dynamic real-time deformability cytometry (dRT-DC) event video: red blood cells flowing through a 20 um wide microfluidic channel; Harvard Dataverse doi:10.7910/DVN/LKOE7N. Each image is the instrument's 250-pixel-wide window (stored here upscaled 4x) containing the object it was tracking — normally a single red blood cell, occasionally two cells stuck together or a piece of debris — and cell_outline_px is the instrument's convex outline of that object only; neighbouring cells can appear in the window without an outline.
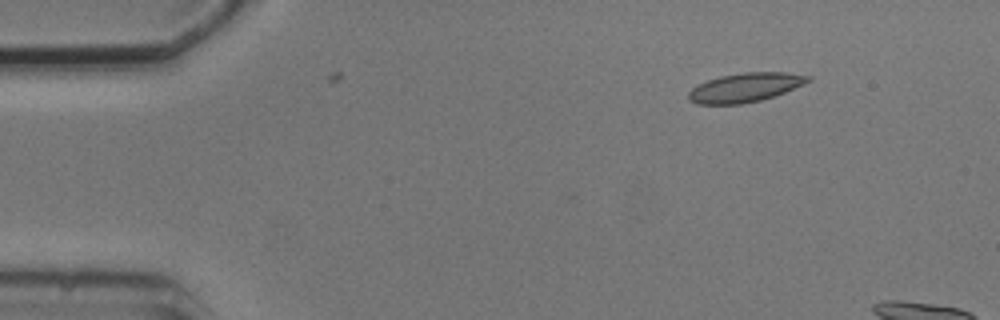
{"species": "common noctule bat (a hibernating species)", "species_latin": "Nyctalus noctula", "temperature_condition": "cold", "stored_images_in_passage": 2, "camera_frame_rate_fps": 3000, "um_per_image_px": 0.085, "animal": {"sex": "male", "body_mass_g": 20.5, "forearm_length_mm": 52.5}, "frame": {"image": 1, "passage_image": 2, "time_ms": 1.333, "image_size_px": [1000, 320], "cell_outline_px": [[812, 80], [804, 84], [784, 92], [760, 100], [740, 104], [696, 104], [688, 100], [688, 92], [696, 84], [720, 76], [744, 72], [784, 72], [812, 76]], "centroid_in_image_um": [63.31, 7.43], "position_along_channel_um": 21.7, "area_um2": 20.23}}